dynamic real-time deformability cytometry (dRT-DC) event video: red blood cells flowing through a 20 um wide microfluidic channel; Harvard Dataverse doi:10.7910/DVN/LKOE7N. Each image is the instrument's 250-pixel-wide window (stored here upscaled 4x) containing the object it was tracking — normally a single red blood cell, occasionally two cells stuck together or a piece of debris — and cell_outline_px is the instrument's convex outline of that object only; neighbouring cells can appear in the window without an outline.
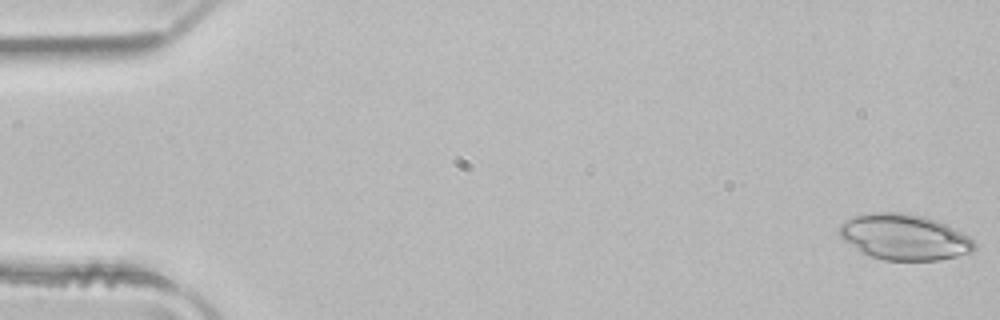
{"species": "common noctule bat (a hibernating species)", "species_latin": "Nyctalus noctula", "temperature_condition": "room temperature", "stored_images_in_passage": 2, "segment_of_instrument_passage": [2, 2], "camera_frame_rate_fps": 3000, "um_per_image_px": 0.085, "animal": {"sex": "male", "body_mass_g": 21.5, "forearm_length_mm": 52.0}, "frame": {"image": 1, "passage_image": 2, "time_ms": 0.333, "image_size_px": [1000, 320], "cell_outline_px": [[976, 248], [972, 252], [940, 260], [884, 260], [868, 256], [860, 252], [844, 240], [836, 232], [840, 224], [844, 220], [868, 212], [904, 212], [924, 216], [936, 220], [968, 236], [976, 244]], "centroid_in_image_um": [76.81, 20.15], "position_along_channel_um": 8.2, "area_um2": 36.18}}